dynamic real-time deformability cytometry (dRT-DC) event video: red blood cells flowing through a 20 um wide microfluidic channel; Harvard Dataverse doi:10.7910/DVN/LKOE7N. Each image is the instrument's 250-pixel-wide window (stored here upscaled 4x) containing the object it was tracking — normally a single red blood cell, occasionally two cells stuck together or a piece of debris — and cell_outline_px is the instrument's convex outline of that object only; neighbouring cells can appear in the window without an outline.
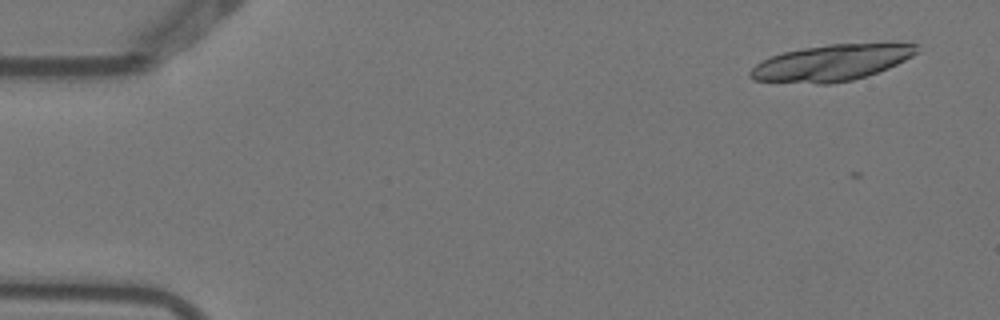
{"species": "Egyptian fruit bat (a non-hibernating species)", "species_latin": "Rousettus aegyptiacus", "temperature_condition": "warm", "stored_images_in_passage": 4, "camera_frame_rate_fps": 3000, "um_per_image_px": 0.085, "animal": {"sex": "female"}, "frame": {"image": 1, "passage_image": 1, "time_ms": 0.0, "image_size_px": [1000, 320], "cell_outline_px": [[920, 52], [888, 68], [852, 80], [828, 84], [816, 84], [752, 80], [748, 76], [748, 72], [756, 64], [772, 56], [784, 52], [804, 48], [828, 44], [920, 44]], "centroid_in_image_um": [70.65, 5.34], "position_along_channel_um": 14.3, "area_um2": 34.8}}